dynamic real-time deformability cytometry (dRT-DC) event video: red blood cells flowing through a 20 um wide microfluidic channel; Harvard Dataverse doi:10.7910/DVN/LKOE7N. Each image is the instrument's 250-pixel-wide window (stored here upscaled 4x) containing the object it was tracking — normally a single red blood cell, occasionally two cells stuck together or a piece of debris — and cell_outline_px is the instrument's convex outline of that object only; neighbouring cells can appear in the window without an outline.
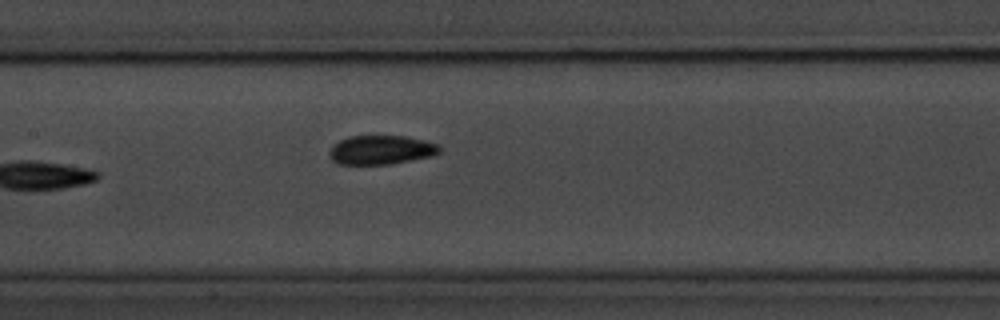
{"species": "common noctule bat (a hibernating species)", "species_latin": "Nyctalus noctula", "temperature_condition": "room temperature", "stored_images_in_passage": 6, "segment_of_instrument_passage": [1, 2], "camera_frame_rate_fps": 3000, "um_per_image_px": 0.085, "animal": {"sex": "male", "body_mass_g": 20.1, "forearm_length_mm": 53.5}, "frame": {"image": 1, "passage_image": 5, "time_ms": 4.667, "image_size_px": [1000, 320], "cell_outline_px": [[440, 152], [432, 156], [392, 164], [336, 164], [328, 156], [328, 152], [340, 140], [348, 136], [404, 136], [424, 140], [440, 144]], "centroid_in_image_um": [32.4, 12.75], "position_along_channel_um": 175.0, "area_um2": 18.73}}